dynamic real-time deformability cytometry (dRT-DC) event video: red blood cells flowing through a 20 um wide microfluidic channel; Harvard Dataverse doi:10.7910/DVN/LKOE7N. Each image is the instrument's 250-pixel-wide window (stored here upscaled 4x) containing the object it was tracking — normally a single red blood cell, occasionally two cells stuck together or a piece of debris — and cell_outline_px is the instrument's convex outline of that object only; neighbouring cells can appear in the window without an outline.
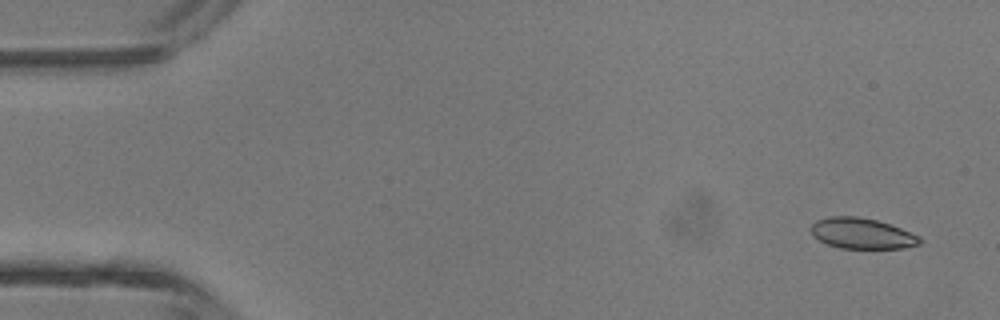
{"species": "common noctule bat (a hibernating species)", "species_latin": "Nyctalus noctula", "temperature_condition": "room temperature", "stored_images_in_passage": 3, "camera_frame_rate_fps": 3000, "um_per_image_px": 0.085, "animal": {"sex": "male", "body_mass_g": 13.3}, "frame": {"image": 1, "passage_image": 1, "time_ms": 0.0, "image_size_px": [1000, 320], "cell_outline_px": [[920, 244], [904, 248], [840, 248], [828, 244], [812, 236], [812, 224], [816, 220], [828, 216], [856, 216], [876, 220], [900, 228], [920, 236]], "centroid_in_image_um": [73.25, 19.84], "position_along_channel_um": 11.8, "area_um2": 19.31}}